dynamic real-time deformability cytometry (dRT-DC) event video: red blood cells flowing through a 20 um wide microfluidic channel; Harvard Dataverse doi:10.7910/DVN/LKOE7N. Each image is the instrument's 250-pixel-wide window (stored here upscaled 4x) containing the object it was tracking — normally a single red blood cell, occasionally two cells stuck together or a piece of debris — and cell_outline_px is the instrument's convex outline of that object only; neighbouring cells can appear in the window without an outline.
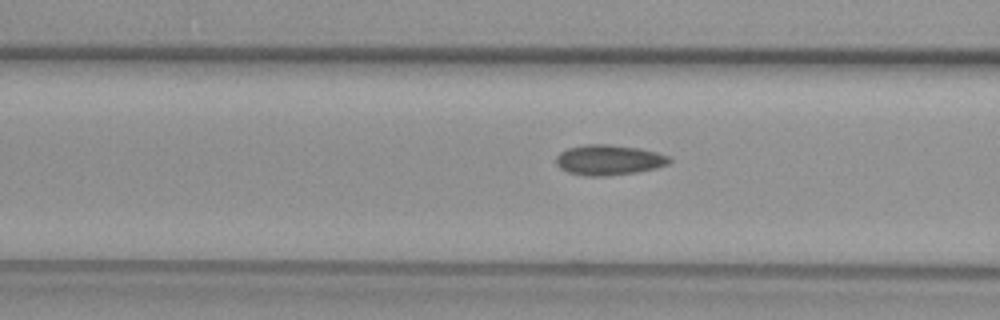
{"species": "common noctule bat (a hibernating species)", "species_latin": "Nyctalus noctula", "temperature_condition": "warm", "stored_images_in_passage": 40, "camera_frame_rate_fps": 3000, "um_per_image_px": 0.085, "animal": {"sex": "female", "body_mass_g": 29.2, "forearm_length_mm": 56.3}, "frame": {"image": 1, "passage_image": 9, "time_ms": 2.667, "image_size_px": [1000, 320], "cell_outline_px": [[672, 160], [668, 164], [656, 168], [636, 172], [604, 176], [588, 176], [568, 172], [560, 168], [556, 164], [556, 156], [560, 152], [568, 148], [584, 144], [608, 144], [640, 148], [656, 152], [668, 156]], "centroid_in_image_um": [51.74, 13.59], "position_along_channel_um": 114.9, "area_um2": 20.0}}
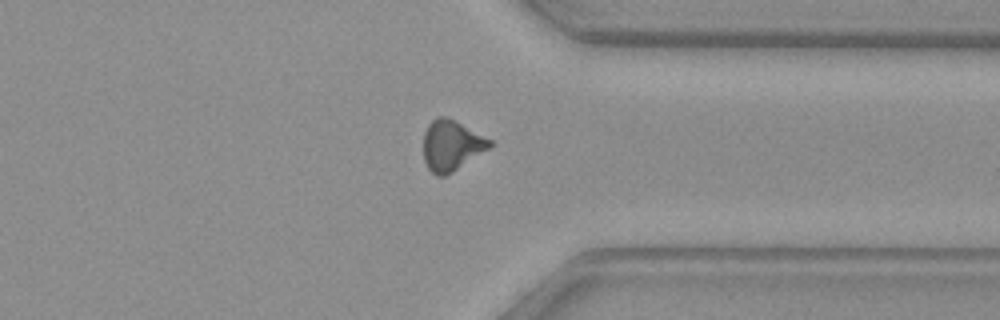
{"frame": {"image": 2, "passage_image": 28, "time_ms": 9.0, "image_size_px": [1000, 320], "cell_outline_px": [[492, 144], [488, 148], [452, 172], [444, 176], [436, 176], [428, 168], [424, 160], [424, 132], [428, 124], [436, 116], [444, 116], [456, 120], [492, 140]], "centroid_in_image_um": [38.34, 12.33], "position_along_channel_um": 373.1, "area_um2": 19.36}}
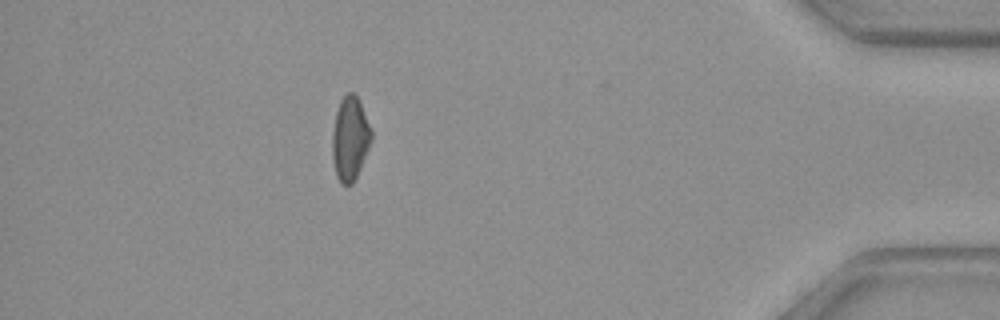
{"frame": {"image": 3, "passage_image": 34, "time_ms": 11.0, "image_size_px": [1000, 320], "cell_outline_px": [[372, 140], [360, 168], [352, 184], [340, 184], [336, 176], [332, 156], [332, 132], [336, 112], [340, 100], [348, 92], [352, 92], [360, 100], [372, 132]], "centroid_in_image_um": [29.74, 11.77], "position_along_channel_um": 405.5, "area_um2": 19.07}}